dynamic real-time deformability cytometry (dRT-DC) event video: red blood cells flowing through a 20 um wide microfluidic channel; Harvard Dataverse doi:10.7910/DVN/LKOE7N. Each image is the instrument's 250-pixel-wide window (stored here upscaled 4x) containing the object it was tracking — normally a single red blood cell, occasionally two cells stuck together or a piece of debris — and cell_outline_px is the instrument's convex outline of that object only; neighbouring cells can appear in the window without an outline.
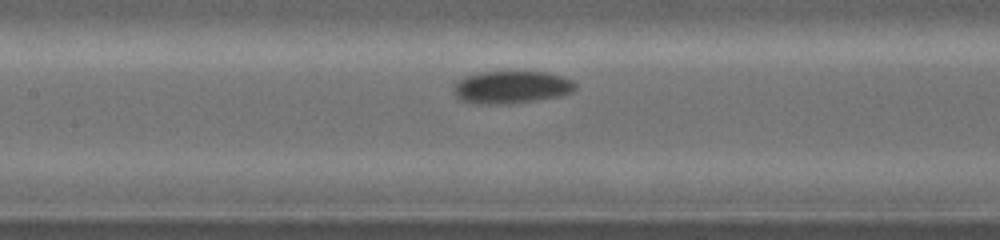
{"species": "common noctule bat (a hibernating species)", "species_latin": "Nyctalus noctula", "temperature_condition": "warm", "stored_images_in_passage": 11, "camera_frame_rate_fps": 5000, "um_per_image_px": 0.085, "animal": {"sex": "female", "body_mass_g": 19.0, "forearm_length_mm": 53.3}, "frame": {"image": 1, "passage_image": 11, "time_ms": 4.6, "image_size_px": [1000, 240], "cell_outline_px": [[576, 88], [572, 92], [560, 96], [532, 100], [480, 104], [460, 100], [456, 96], [456, 80], [464, 76], [480, 72], [548, 72], [564, 76], [572, 80], [576, 84]], "centroid_in_image_um": [43.5, 7.38], "position_along_channel_um": 163.9, "area_um2": 22.6}}